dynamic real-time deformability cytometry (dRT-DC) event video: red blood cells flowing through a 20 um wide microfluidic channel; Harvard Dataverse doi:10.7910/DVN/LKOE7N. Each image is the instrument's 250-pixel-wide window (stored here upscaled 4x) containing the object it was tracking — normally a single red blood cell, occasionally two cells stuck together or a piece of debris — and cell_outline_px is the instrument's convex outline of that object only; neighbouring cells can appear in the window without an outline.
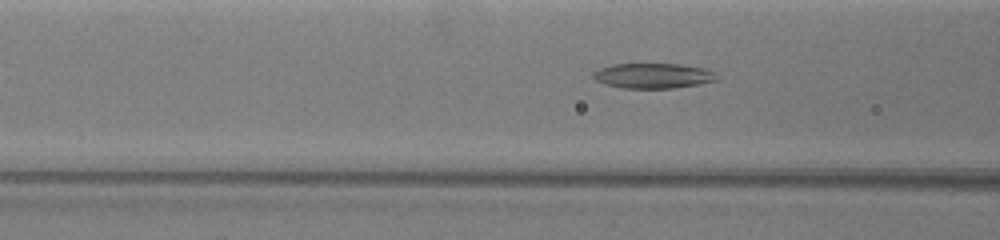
{"species": "common noctule bat (a hibernating species)", "species_latin": "Nyctalus noctula", "temperature_condition": "warm", "stored_images_in_passage": 65, "camera_frame_rate_fps": 3000, "um_per_image_px": 0.085, "animal": {"sex": "female", "body_mass_g": 19.5, "forearm_length_mm": 54.1}, "frame": {"image": 1, "passage_image": 23, "time_ms": 6.333, "image_size_px": [1000, 240], "cell_outline_px": [[720, 80], [700, 84], [672, 88], [620, 88], [604, 84], [596, 80], [592, 76], [592, 72], [600, 68], [612, 64], [680, 64], [700, 68], [712, 72]], "centroid_in_image_um": [55.47, 6.45], "position_along_channel_um": 111.1, "area_um2": 18.03}}
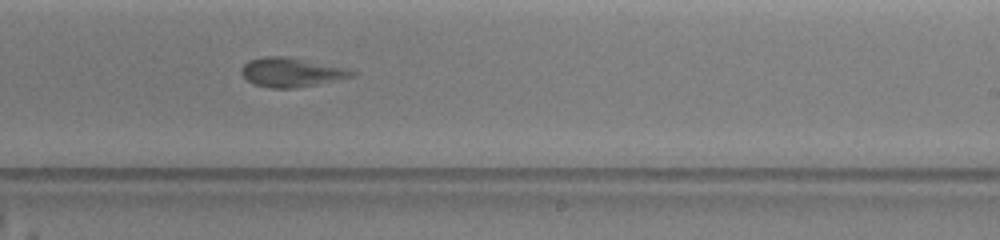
{"frame": {"image": 2, "passage_image": 38, "time_ms": 10.667, "image_size_px": [1000, 240], "cell_outline_px": [[356, 72], [352, 76], [316, 84], [296, 88], [268, 88], [256, 84], [248, 80], [244, 76], [244, 64], [252, 60], [264, 56], [284, 56]], "centroid_in_image_um": [24.68, 6.16], "position_along_channel_um": 264.3, "area_um2": 17.63}}
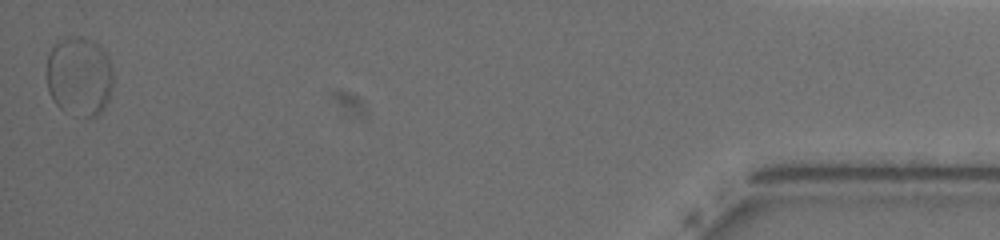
{"frame": {"image": 3, "passage_image": 65, "time_ms": 17.667, "image_size_px": [1000, 240], "cell_outline_px": [[112, 84], [104, 108], [96, 116], [88, 116], [60, 108], [52, 100], [48, 92], [48, 52], [60, 40], [72, 36], [96, 44], [104, 52], [108, 60], [112, 72]], "centroid_in_image_um": [6.71, 6.49], "position_along_channel_um": 428.5, "area_um2": 29.65}}